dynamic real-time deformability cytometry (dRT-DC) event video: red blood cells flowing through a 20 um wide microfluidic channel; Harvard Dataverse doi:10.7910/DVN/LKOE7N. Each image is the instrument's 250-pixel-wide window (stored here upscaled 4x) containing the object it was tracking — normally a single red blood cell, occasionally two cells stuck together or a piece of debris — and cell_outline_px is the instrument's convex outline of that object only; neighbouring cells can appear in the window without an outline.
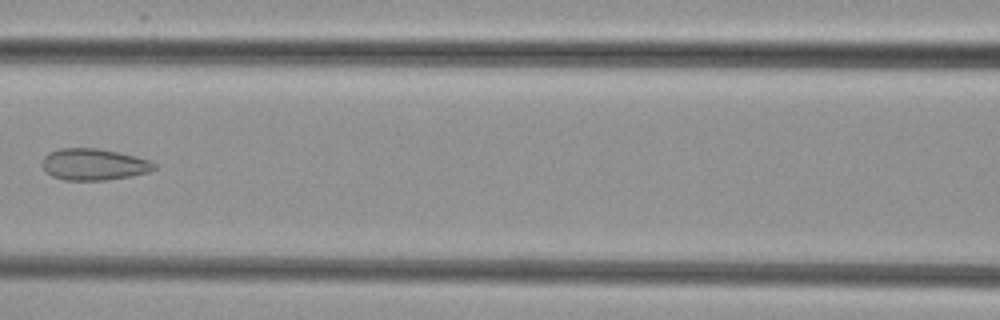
{"species": "common noctule bat (a hibernating species)", "species_latin": "Nyctalus noctula", "temperature_condition": "cold", "stored_images_in_passage": 6, "camera_frame_rate_fps": 3000, "um_per_image_px": 0.085, "animal": {"sex": "female", "body_mass_g": 29.2, "forearm_length_mm": 56.3}, "frame": {"image": 1, "passage_image": 6, "time_ms": 6.0, "image_size_px": [1000, 320], "cell_outline_px": [[156, 168], [148, 172], [132, 176], [104, 180], [64, 180], [52, 176], [40, 164], [44, 156], [48, 152], [60, 148], [100, 148], [136, 156], [148, 160], [156, 164]], "centroid_in_image_um": [7.96, 13.96], "position_along_channel_um": 158.6, "area_um2": 20.69}}